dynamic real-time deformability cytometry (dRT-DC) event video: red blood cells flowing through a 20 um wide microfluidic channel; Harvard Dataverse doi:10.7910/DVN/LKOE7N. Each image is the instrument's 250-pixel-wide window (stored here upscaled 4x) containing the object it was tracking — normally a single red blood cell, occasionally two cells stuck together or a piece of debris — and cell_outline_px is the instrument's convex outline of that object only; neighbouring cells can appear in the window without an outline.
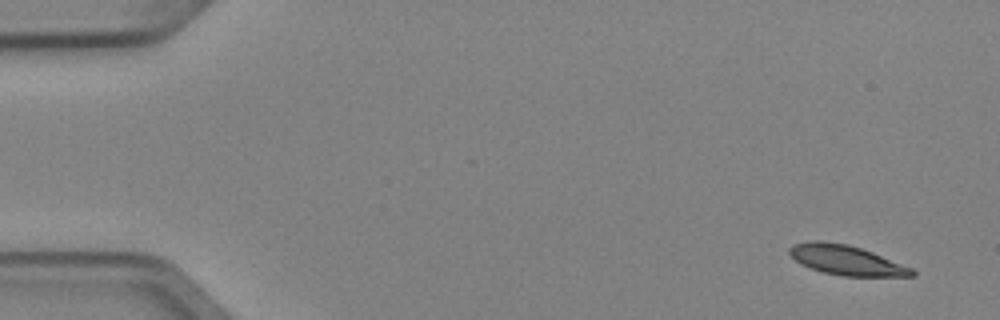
{"species": "Egyptian fruit bat (a non-hibernating species)", "species_latin": "Rousettus aegyptiacus", "temperature_condition": "cold", "stored_images_in_passage": 5, "camera_frame_rate_fps": 3000, "um_per_image_px": 0.085, "animal": {"sex": "female"}, "frame": {"image": 1, "passage_image": 1, "time_ms": 0.0, "image_size_px": [1000, 320], "cell_outline_px": [[916, 276], [840, 276], [824, 272], [800, 264], [788, 252], [788, 248], [792, 244], [808, 240], [820, 240], [848, 244], [872, 252], [912, 268], [916, 272]], "centroid_in_image_um": [71.9, 22.1], "position_along_channel_um": 13.1, "area_um2": 21.27}}
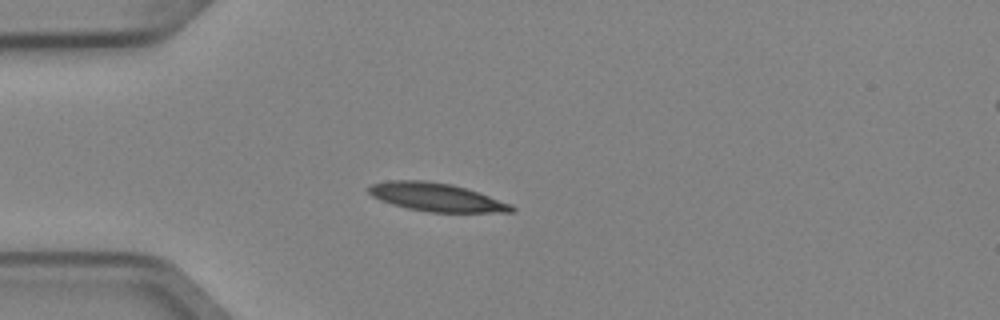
{"frame": {"image": 2, "passage_image": 4, "time_ms": 1.0, "image_size_px": [1000, 320], "cell_outline_px": [[516, 208], [512, 212], [432, 212], [408, 208], [392, 204], [380, 200], [372, 196], [368, 192], [368, 188], [372, 184], [388, 180], [424, 180], [452, 184], [512, 204]], "centroid_in_image_um": [37.06, 16.75], "position_along_channel_um": 47.9, "area_um2": 23.29}}